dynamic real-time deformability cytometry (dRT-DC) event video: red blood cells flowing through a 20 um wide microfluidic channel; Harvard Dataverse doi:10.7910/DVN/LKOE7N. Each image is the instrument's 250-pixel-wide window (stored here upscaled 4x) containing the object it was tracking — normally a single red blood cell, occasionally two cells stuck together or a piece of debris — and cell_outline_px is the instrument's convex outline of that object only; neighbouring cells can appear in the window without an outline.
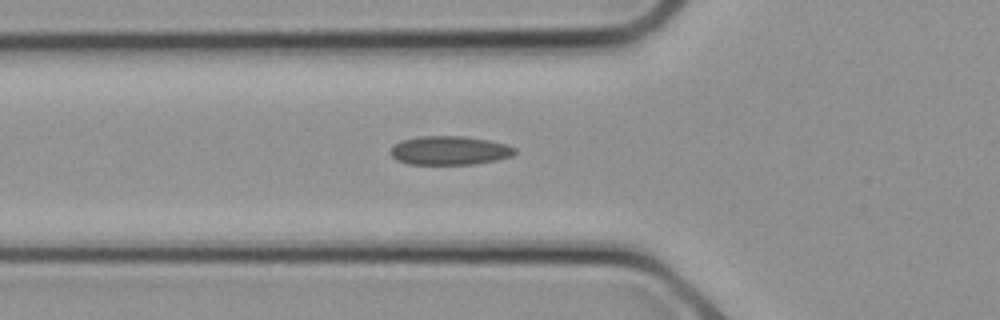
{"species": "common noctule bat (a hibernating species)", "species_latin": "Nyctalus noctula", "temperature_condition": "cold", "stored_images_in_passage": 9, "camera_frame_rate_fps": 3000, "um_per_image_px": 0.085, "animal": {"sex": "female", "body_mass_g": 21.9}, "frame": {"image": 1, "passage_image": 7, "time_ms": 2.0, "image_size_px": [1000, 320], "cell_outline_px": [[516, 152], [512, 156], [496, 160], [476, 164], [408, 164], [396, 160], [388, 152], [392, 144], [400, 140], [420, 136], [464, 136], [488, 140], [504, 144], [516, 148]], "centroid_in_image_um": [38.16, 12.79], "position_along_channel_um": 87.6, "area_um2": 21.1}}
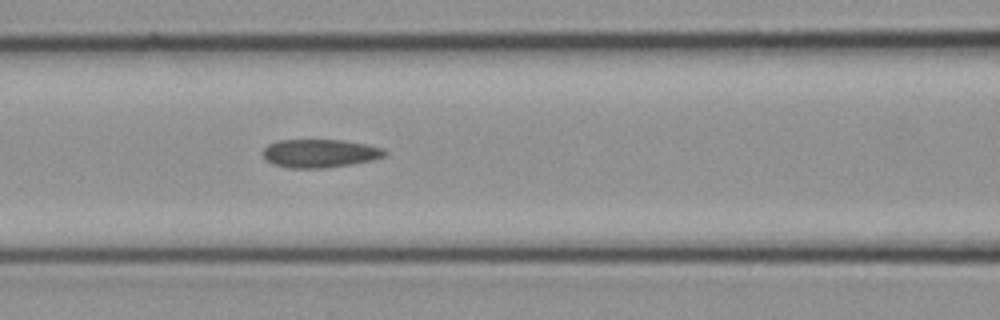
{"frame": {"image": 2, "passage_image": 9, "time_ms": 2.667, "image_size_px": [1000, 320], "cell_outline_px": [[388, 152], [384, 156], [372, 160], [352, 164], [328, 168], [288, 168], [272, 164], [264, 160], [264, 148], [268, 144], [276, 140], [344, 140], [368, 144], [384, 148]], "centroid_in_image_um": [27.19, 13.03], "position_along_channel_um": 139.4, "area_um2": 20.4}}